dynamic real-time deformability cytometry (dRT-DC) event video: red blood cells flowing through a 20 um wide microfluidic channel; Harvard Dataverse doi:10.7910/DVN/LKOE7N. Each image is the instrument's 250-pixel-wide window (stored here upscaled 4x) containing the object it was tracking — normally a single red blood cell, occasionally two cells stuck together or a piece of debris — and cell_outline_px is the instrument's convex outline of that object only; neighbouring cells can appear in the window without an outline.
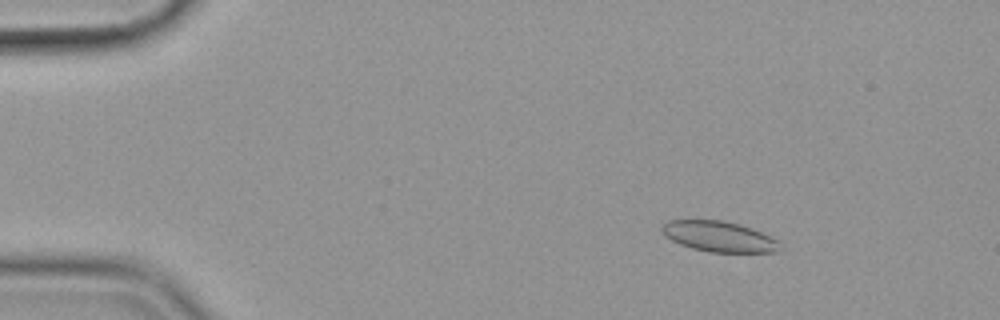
{"species": "common noctule bat (a hibernating species)", "species_latin": "Nyctalus noctula", "temperature_condition": "cold", "stored_images_in_passage": 57, "camera_frame_rate_fps": 3000, "um_per_image_px": 0.085, "animal": {"sex": "female", "body_mass_g": 19.9}, "frame": {"image": 1, "passage_image": 9, "time_ms": 2.667, "image_size_px": [1000, 320], "cell_outline_px": [[780, 252], [708, 252], [692, 248], [680, 244], [664, 236], [660, 232], [660, 228], [668, 220], [724, 220], [740, 224], [752, 228], [772, 236], [780, 240]], "centroid_in_image_um": [61.14, 20.1], "position_along_channel_um": 23.9, "area_um2": 21.33}}
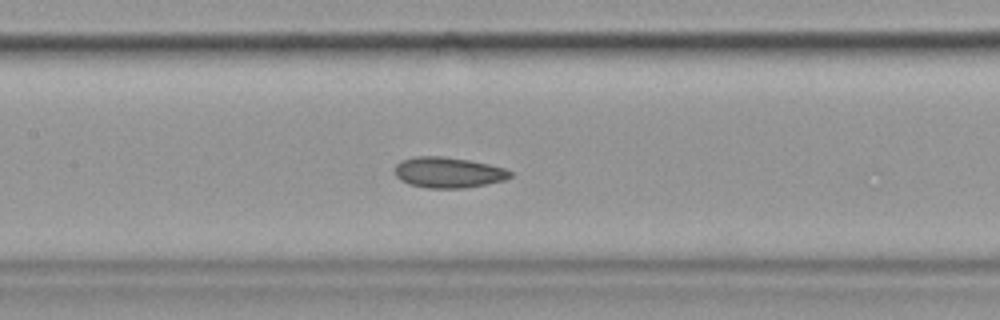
{"frame": {"image": 2, "passage_image": 28, "time_ms": 9.0, "image_size_px": [1000, 320], "cell_outline_px": [[512, 176], [504, 180], [464, 188], [428, 188], [408, 184], [400, 180], [396, 176], [396, 164], [400, 160], [416, 156], [444, 156], [468, 160], [488, 164], [504, 168], [512, 172]], "centroid_in_image_um": [38.08, 14.65], "position_along_channel_um": 169.3, "area_um2": 20.58}}
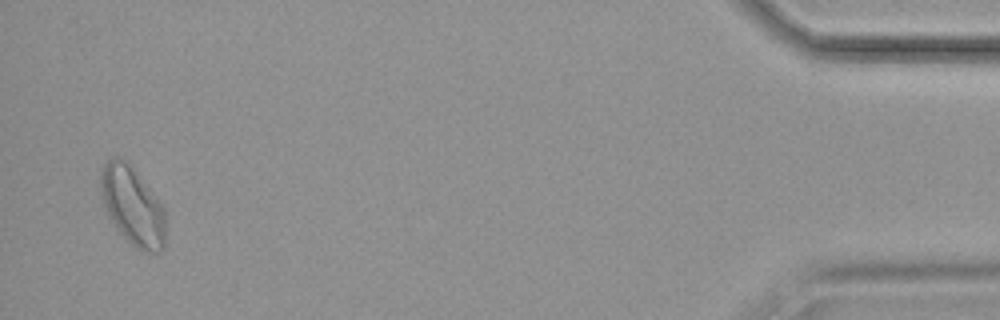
{"frame": {"image": 3, "passage_image": 56, "time_ms": 18.333, "image_size_px": [1000, 320], "cell_outline_px": [[164, 248], [160, 252], [144, 252], [136, 248], [116, 228], [108, 216], [100, 196], [100, 168], [112, 156], [116, 156], [124, 160], [132, 168], [164, 208]], "centroid_in_image_um": [11.22, 17.51], "position_along_channel_um": 424.0, "area_um2": 29.3}, "authors_computed_cell_mechanics": {"area_um2": 21.6172, "velocity_mm_per_s": 3.5627, "shape_relaxation_time_tau1_ms": null, "shape_relaxation_time_tau2_ms": 3.377, "deformation_change_tau1": null, "deformation_change_tau2": 0.0835}}